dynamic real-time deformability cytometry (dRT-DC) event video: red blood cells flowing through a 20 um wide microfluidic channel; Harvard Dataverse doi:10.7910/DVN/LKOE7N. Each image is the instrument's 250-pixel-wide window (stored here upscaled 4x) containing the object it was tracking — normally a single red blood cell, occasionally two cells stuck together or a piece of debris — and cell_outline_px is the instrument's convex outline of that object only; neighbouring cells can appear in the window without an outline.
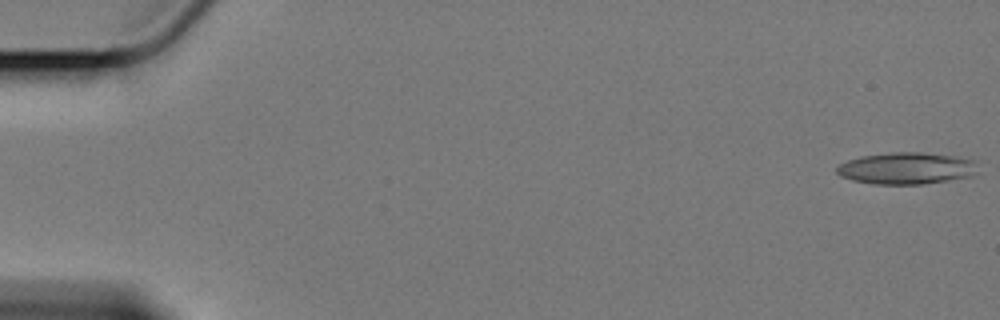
{"species": "Egyptian fruit bat (a non-hibernating species)", "species_latin": "Rousettus aegyptiacus", "temperature_condition": "cold", "stored_images_in_passage": 54, "camera_frame_rate_fps": 3000, "um_per_image_px": 0.085, "animal": {"sex": "female"}, "frame": {"image": 1, "passage_image": 1, "time_ms": 0.0, "image_size_px": [1000, 320], "cell_outline_px": [[976, 172], [972, 176], [924, 184], [872, 184], [852, 180], [840, 176], [836, 172], [836, 168], [840, 164], [848, 160], [860, 156], [892, 152], [920, 152], [960, 156], [976, 160]], "centroid_in_image_um": [77.06, 14.3], "position_along_channel_um": 7.9, "area_um2": 26.36}}
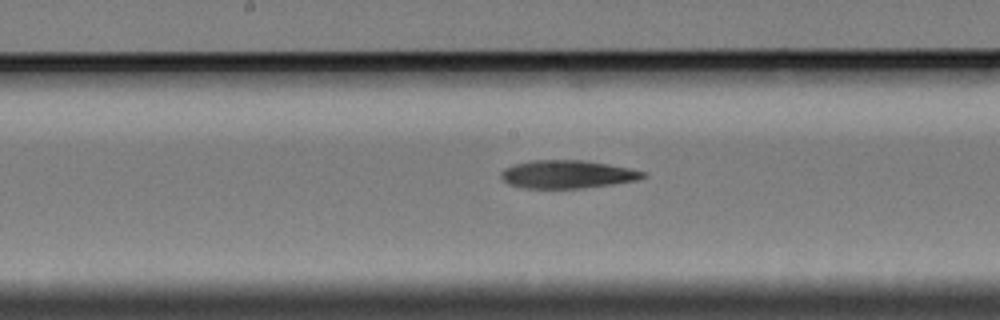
{"frame": {"image": 2, "passage_image": 31, "time_ms": 10.0, "image_size_px": [1000, 320], "cell_outline_px": [[648, 176], [636, 180], [612, 184], [584, 188], [524, 188], [508, 184], [500, 176], [500, 172], [504, 168], [512, 164], [532, 160], [584, 160], [608, 164], [628, 168], [644, 172]], "centroid_in_image_um": [48.18, 14.81], "position_along_channel_um": 200.0, "area_um2": 23.24}}
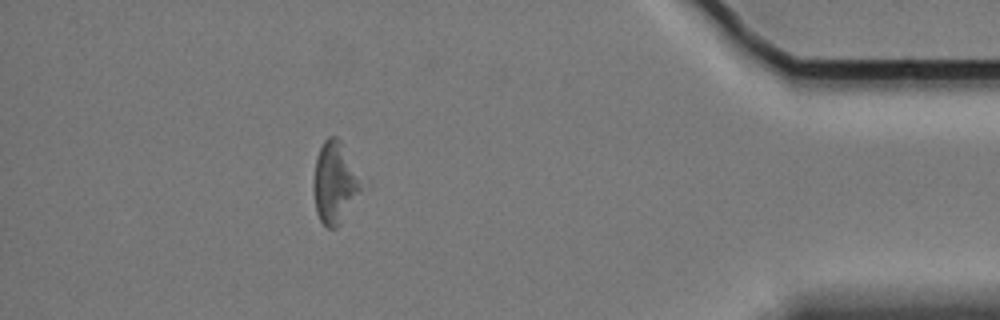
{"frame": {"image": 3, "passage_image": 53, "time_ms": 17.333, "image_size_px": [1000, 320], "cell_outline_px": [[372, 184], [340, 224], [336, 228], [328, 228], [320, 220], [316, 212], [312, 188], [312, 180], [316, 156], [324, 140], [328, 136], [336, 136], [340, 140], [372, 180]], "centroid_in_image_um": [28.65, 15.5], "position_along_channel_um": 406.5, "area_um2": 25.61}}